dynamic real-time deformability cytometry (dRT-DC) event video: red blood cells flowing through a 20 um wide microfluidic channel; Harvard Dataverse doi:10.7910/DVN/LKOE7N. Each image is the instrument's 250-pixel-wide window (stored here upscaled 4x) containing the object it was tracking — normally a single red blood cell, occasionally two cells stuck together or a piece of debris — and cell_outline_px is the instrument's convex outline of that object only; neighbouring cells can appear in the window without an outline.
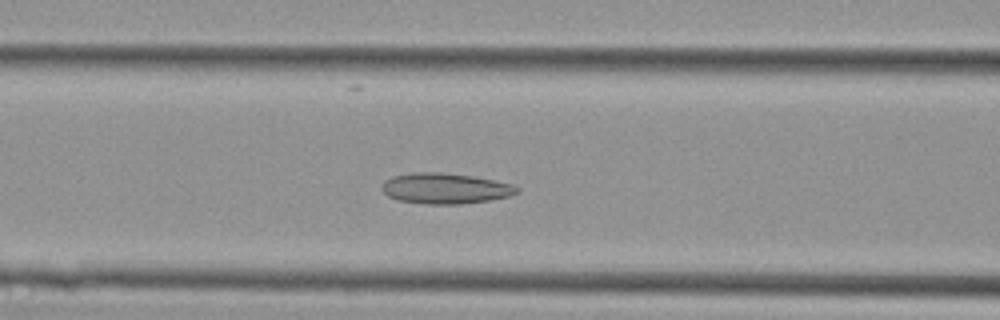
{"species": "Egyptian fruit bat (a non-hibernating species)", "species_latin": "Rousettus aegyptiacus", "temperature_condition": "cold", "stored_images_in_passage": 18, "camera_frame_rate_fps": 3000, "um_per_image_px": 0.085, "animal": {"sex": "female"}, "frame": {"image": 1, "passage_image": 15, "time_ms": 4.667, "image_size_px": [1000, 320], "cell_outline_px": [[520, 192], [512, 196], [488, 200], [460, 204], [428, 204], [400, 200], [388, 196], [380, 188], [384, 180], [392, 176], [412, 172], [444, 172], [472, 176], [496, 180], [512, 184], [520, 188]], "centroid_in_image_um": [37.87, 16.0], "position_along_channel_um": 128.7, "area_um2": 24.33}}
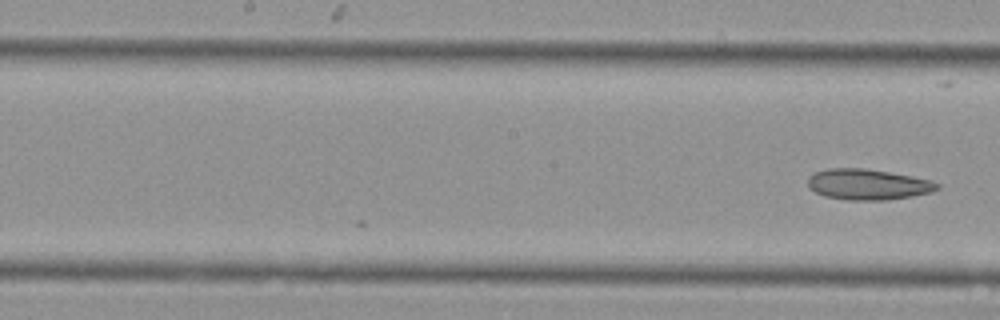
{"frame": {"image": 2, "passage_image": 18, "time_ms": 5.667, "image_size_px": [1000, 320], "cell_outline_px": [[940, 188], [932, 192], [912, 196], [884, 200], [848, 200], [824, 196], [816, 192], [808, 184], [808, 176], [816, 172], [828, 168], [864, 168], [912, 176], [932, 180], [940, 184]], "centroid_in_image_um": [73.8, 15.67], "position_along_channel_um": 174.4, "area_um2": 23.12}}